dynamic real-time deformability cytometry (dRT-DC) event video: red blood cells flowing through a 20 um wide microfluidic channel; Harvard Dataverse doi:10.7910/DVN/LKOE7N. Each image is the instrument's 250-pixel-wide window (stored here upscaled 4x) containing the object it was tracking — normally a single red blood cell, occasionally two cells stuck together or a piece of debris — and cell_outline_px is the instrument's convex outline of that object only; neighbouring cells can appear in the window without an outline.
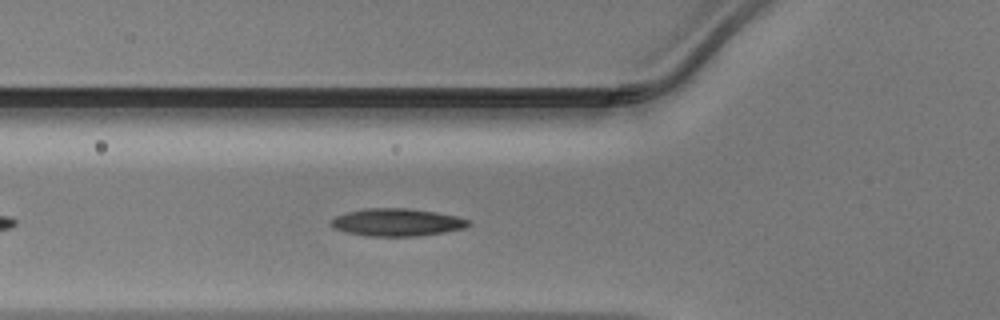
{"species": "Egyptian fruit bat (a non-hibernating species)", "species_latin": "Rousettus aegyptiacus", "temperature_condition": "warm", "stored_images_in_passage": 39, "camera_frame_rate_fps": 3000, "um_per_image_px": 0.085, "animal": {"sex": "male"}, "frame": {"image": 1, "passage_image": 7, "time_ms": 2.0, "image_size_px": [1000, 320], "cell_outline_px": [[472, 224], [464, 228], [444, 232], [416, 236], [368, 236], [348, 232], [336, 228], [332, 224], [332, 220], [336, 216], [348, 212], [368, 208], [408, 208], [436, 212], [456, 216], [468, 220]], "centroid_in_image_um": [33.79, 18.89], "position_along_channel_um": 92.0, "area_um2": 21.73}}
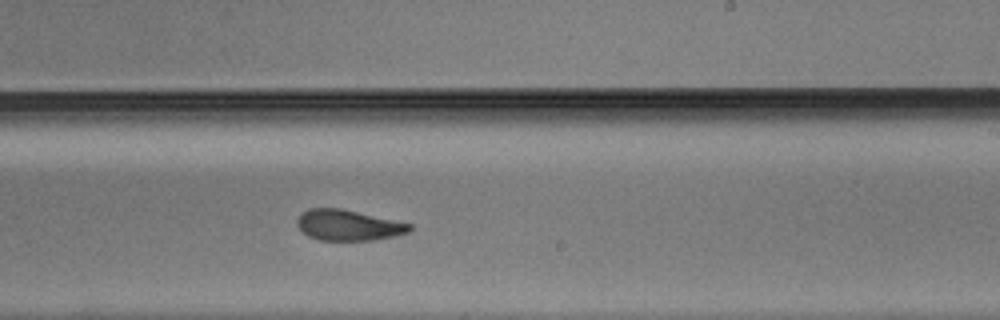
{"frame": {"image": 2, "passage_image": 19, "time_ms": 6.0, "image_size_px": [1000, 320], "cell_outline_px": [[412, 228], [408, 232], [396, 236], [372, 240], [320, 240], [308, 236], [296, 224], [296, 220], [300, 212], [308, 208], [340, 208], [412, 224]], "centroid_in_image_um": [29.57, 19.13], "position_along_channel_um": 259.4, "area_um2": 20.11}}
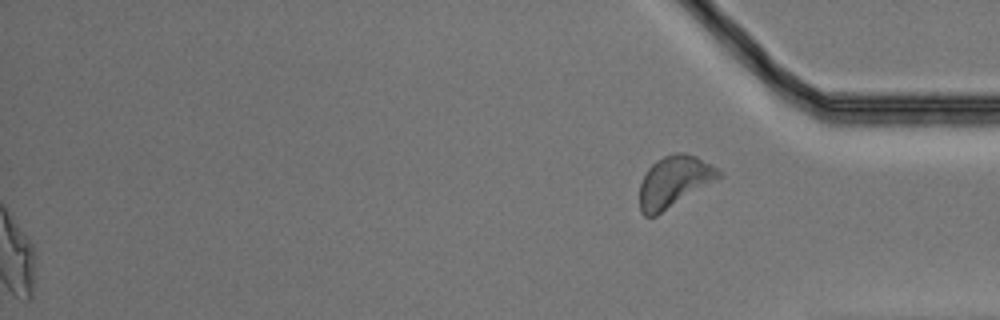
{"frame": {"image": 3, "passage_image": 39, "time_ms": 12.667, "image_size_px": [1000, 320], "cell_outline_px": [[724, 176], [656, 216], [644, 216], [640, 212], [640, 184], [648, 168], [656, 160], [664, 156], [676, 152], [684, 152], [696, 156], [712, 164]], "centroid_in_image_um": [57.31, 15.43], "position_along_channel_um": 377.9, "area_um2": 23.7}}